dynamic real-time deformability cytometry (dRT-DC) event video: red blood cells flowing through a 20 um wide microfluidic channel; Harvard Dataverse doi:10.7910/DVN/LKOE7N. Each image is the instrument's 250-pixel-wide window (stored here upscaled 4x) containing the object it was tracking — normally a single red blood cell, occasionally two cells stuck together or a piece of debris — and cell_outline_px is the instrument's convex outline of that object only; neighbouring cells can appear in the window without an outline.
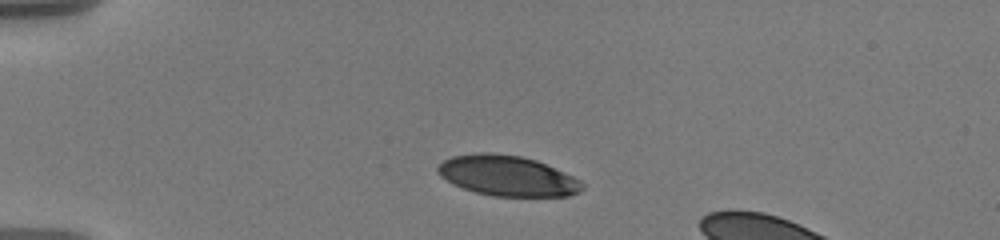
{"species": "human", "species_latin": "Homo sapiens", "temperature_condition": "warm", "stored_images_in_passage": 34, "camera_frame_rate_fps": 3000, "um_per_image_px": 0.085, "donor": {"sex": "male"}, "frame": {"image": 1, "passage_image": 1, "time_ms": 0.0, "image_size_px": [1000, 240], "cell_outline_px": [[584, 188], [580, 192], [568, 196], [496, 196], [476, 192], [452, 184], [440, 176], [436, 172], [436, 168], [444, 160], [452, 156], [476, 152], [488, 152], [520, 156], [536, 160], [564, 172], [580, 180], [584, 184]], "centroid_in_image_um": [43.12, 14.94], "position_along_channel_um": 41.9, "area_um2": 33.99}}
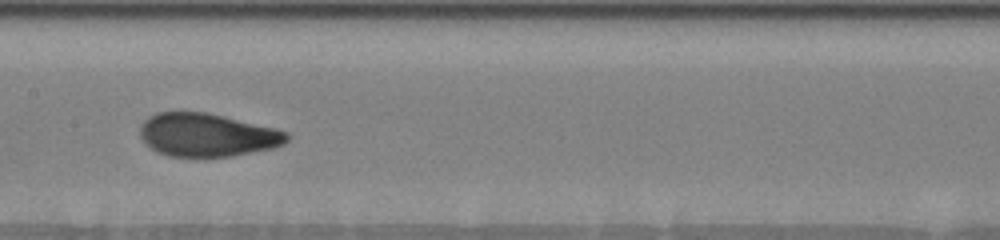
{"frame": {"image": 2, "passage_image": 15, "time_ms": 5.333, "image_size_px": [1000, 240], "cell_outline_px": [[292, 136], [284, 144], [272, 148], [232, 156], [168, 156], [156, 152], [144, 144], [140, 136], [140, 124], [148, 116], [156, 112], [208, 112], [276, 128], [288, 132]], "centroid_in_image_um": [17.6, 11.46], "position_along_channel_um": 189.8, "area_um2": 37.34}}
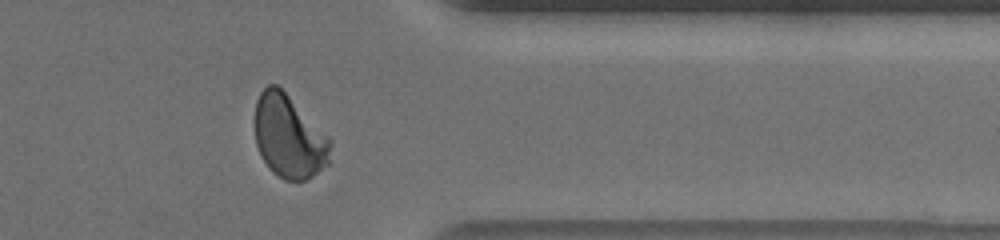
{"frame": {"image": 3, "passage_image": 29, "time_ms": 11.0, "image_size_px": [1000, 240], "cell_outline_px": [[332, 144], [328, 164], [312, 176], [304, 180], [284, 180], [272, 172], [268, 168], [256, 144], [256, 100], [260, 92], [268, 84], [276, 84], [332, 140]], "centroid_in_image_um": [24.57, 11.64], "position_along_channel_um": 386.8, "area_um2": 36.07}}